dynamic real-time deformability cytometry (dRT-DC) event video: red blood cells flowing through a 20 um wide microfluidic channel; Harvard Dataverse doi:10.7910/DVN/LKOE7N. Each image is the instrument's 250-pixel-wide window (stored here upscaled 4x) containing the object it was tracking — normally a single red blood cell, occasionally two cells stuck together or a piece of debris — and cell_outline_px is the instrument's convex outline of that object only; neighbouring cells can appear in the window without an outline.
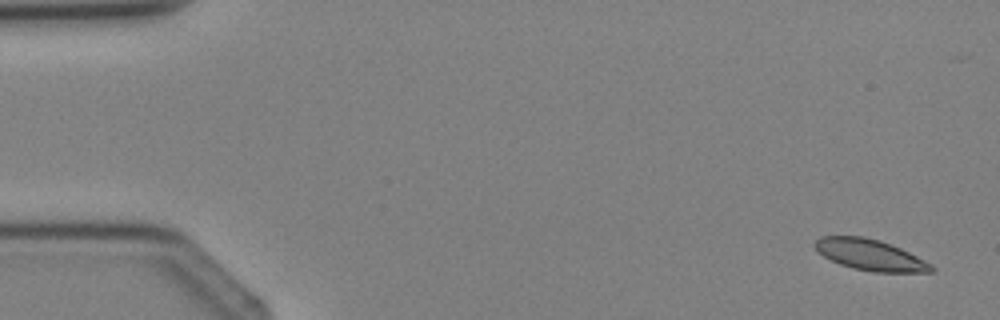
{"species": "Egyptian fruit bat (a non-hibernating species)", "species_latin": "Rousettus aegyptiacus", "temperature_condition": "cold", "stored_images_in_passage": 3, "camera_frame_rate_fps": 3000, "um_per_image_px": 0.085, "animal": {"sex": "female"}, "frame": {"image": 1, "passage_image": 1, "time_ms": 0.0, "image_size_px": [1000, 320], "cell_outline_px": [[936, 268], [932, 272], [876, 272], [852, 268], [840, 264], [816, 252], [812, 244], [820, 236], [864, 236], [880, 240], [892, 244], [932, 264]], "centroid_in_image_um": [73.94, 21.65], "position_along_channel_um": 11.1, "area_um2": 21.15}}